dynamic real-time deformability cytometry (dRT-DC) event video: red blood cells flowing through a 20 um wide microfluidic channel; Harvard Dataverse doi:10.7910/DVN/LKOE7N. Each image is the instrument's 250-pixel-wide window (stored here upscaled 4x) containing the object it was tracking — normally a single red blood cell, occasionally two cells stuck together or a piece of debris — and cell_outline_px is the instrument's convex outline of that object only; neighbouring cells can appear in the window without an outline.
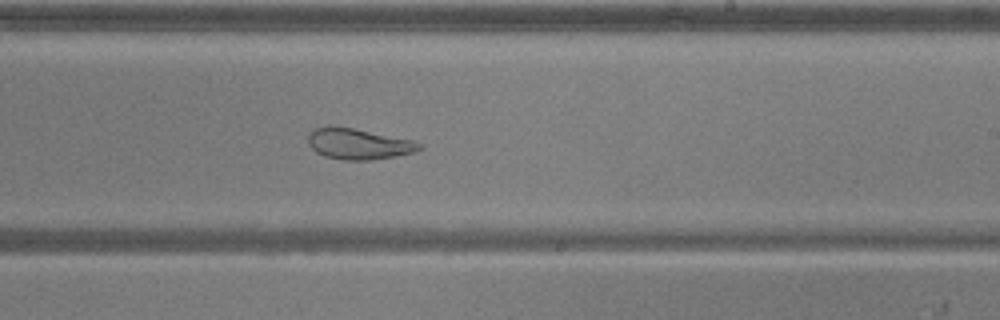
{"species": "common noctule bat (a hibernating species)", "species_latin": "Nyctalus noctula", "temperature_condition": "warm", "stored_images_in_passage": 52, "camera_frame_rate_fps": 3000, "um_per_image_px": 0.085, "animal": {"sex": "male", "body_mass_g": 20.5, "forearm_length_mm": 52.5}, "frame": {"image": 1, "passage_image": 30, "time_ms": 9.667, "image_size_px": [1000, 320], "cell_outline_px": [[424, 148], [416, 152], [368, 160], [344, 160], [324, 156], [316, 152], [308, 144], [308, 132], [312, 128], [352, 128], [412, 140], [424, 144]], "centroid_in_image_um": [30.49, 12.25], "position_along_channel_um": 258.5, "area_um2": 19.65}, "authors_computed_cell_mechanics": {"area_um2": 27.7729, "velocity_mm_per_s": 3.8207, "shape_relaxation_time_tau1_ms": null, "shape_relaxation_time_tau2_ms": 1.3237, "deformation_change_tau1": null, "deformation_change_tau2": 0.0946}}